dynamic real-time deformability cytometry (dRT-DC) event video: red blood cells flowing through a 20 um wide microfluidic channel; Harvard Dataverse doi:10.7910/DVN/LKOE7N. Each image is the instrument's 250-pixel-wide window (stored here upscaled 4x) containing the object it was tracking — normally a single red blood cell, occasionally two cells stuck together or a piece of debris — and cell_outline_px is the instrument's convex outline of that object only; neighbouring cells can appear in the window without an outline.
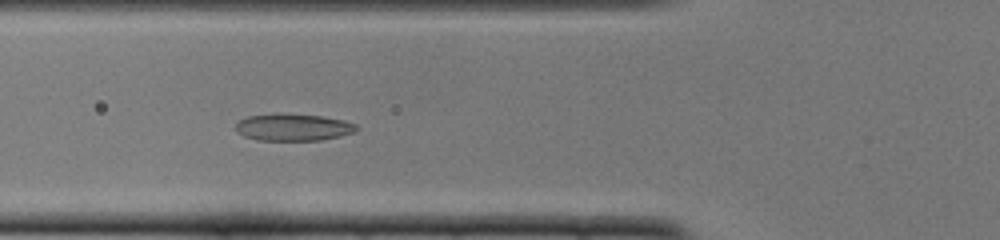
{"species": "common noctule bat (a hibernating species)", "species_latin": "Nyctalus noctula", "temperature_condition": "cold", "stored_images_in_passage": 50, "camera_frame_rate_fps": 3000, "um_per_image_px": 0.085, "animal": {"sex": "female", "body_mass_g": 22.0, "forearm_length_mm": 56.7}, "frame": {"image": 1, "passage_image": 17, "time_ms": 5.333, "image_size_px": [1000, 240], "cell_outline_px": [[356, 132], [340, 136], [320, 140], [256, 140], [244, 136], [236, 132], [236, 124], [240, 120], [248, 116], [276, 112], [324, 116], [344, 120], [356, 124]], "centroid_in_image_um": [24.9, 10.8], "position_along_channel_um": 100.9, "area_um2": 19.31}}
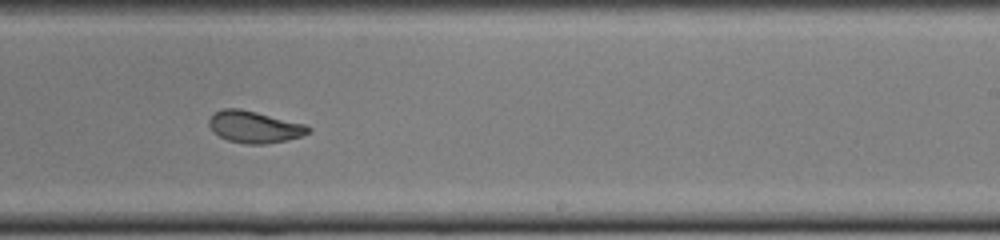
{"frame": {"image": 2, "passage_image": 30, "time_ms": 9.667, "image_size_px": [1000, 240], "cell_outline_px": [[312, 132], [288, 140], [264, 144], [244, 144], [228, 140], [212, 132], [208, 124], [208, 120], [216, 112], [224, 108], [240, 108], [304, 124], [312, 128]], "centroid_in_image_um": [21.62, 10.8], "position_along_channel_um": 267.4, "area_um2": 18.38}}
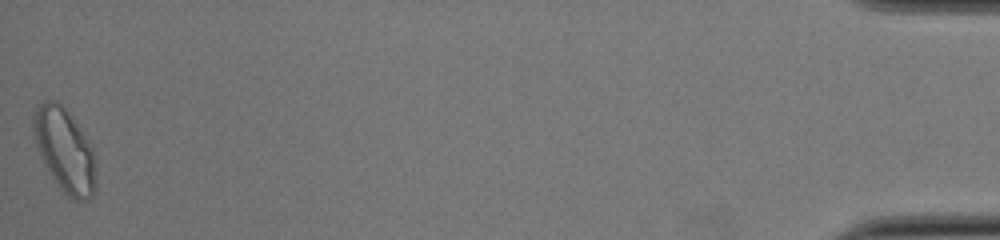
{"frame": {"image": 3, "passage_image": 50, "time_ms": 16.333, "image_size_px": [1000, 240], "cell_outline_px": [[96, 164], [92, 196], [88, 200], [76, 200], [68, 196], [56, 184], [40, 156], [36, 144], [32, 128], [32, 116], [36, 104], [44, 100], [56, 100], [68, 112], [92, 148], [96, 160]], "centroid_in_image_um": [5.45, 12.74], "position_along_channel_um": 429.7, "area_um2": 30.17}, "authors_computed_cell_mechanics": {"area_um2": 19.4208, "velocity_mm_per_s": 3.8461, "shape_relaxation_time_tau1_ms": 6.3727, "shape_relaxation_time_tau2_ms": 1.4259, "deformation_change_tau1": 0.2137, "deformation_change_tau2": 0.0774}}